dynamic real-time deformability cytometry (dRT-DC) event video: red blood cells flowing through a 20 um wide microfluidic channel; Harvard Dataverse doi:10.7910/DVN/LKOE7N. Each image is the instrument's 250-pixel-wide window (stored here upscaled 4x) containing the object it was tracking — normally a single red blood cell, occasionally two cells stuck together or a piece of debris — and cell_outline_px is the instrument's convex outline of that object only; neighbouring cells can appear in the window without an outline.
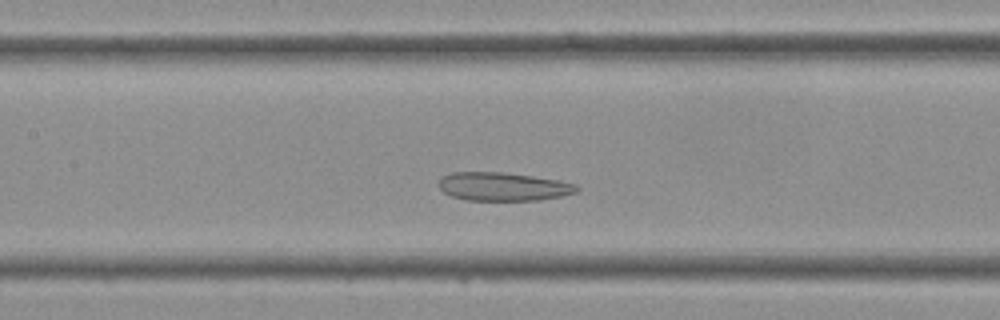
{"species": "Egyptian fruit bat (a non-hibernating species)", "species_latin": "Rousettus aegyptiacus", "temperature_condition": "cold", "stored_images_in_passage": 19, "camera_frame_rate_fps": 3000, "um_per_image_px": 0.085, "frame": {"image": 1, "passage_image": 14, "time_ms": 4.333, "image_size_px": [1000, 320], "cell_outline_px": [[580, 188], [576, 192], [560, 196], [540, 200], [468, 200], [452, 196], [444, 192], [440, 188], [440, 176], [452, 172], [504, 172], [532, 176], [556, 180], [576, 184]], "centroid_in_image_um": [42.75, 15.85], "position_along_channel_um": 164.6, "area_um2": 22.72}}
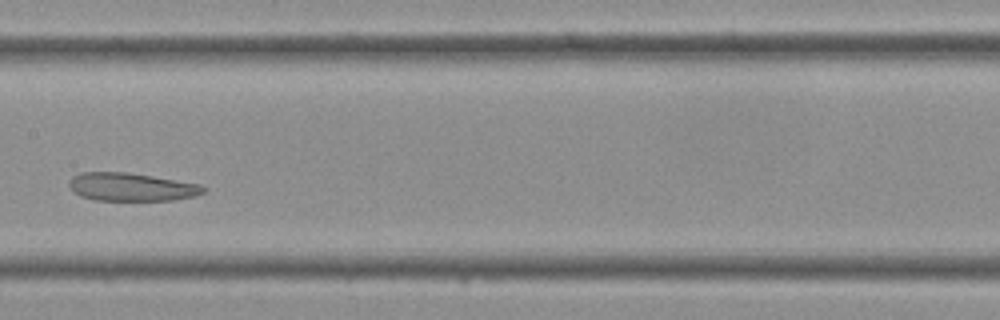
{"frame": {"image": 2, "passage_image": 16, "time_ms": 5.0, "image_size_px": [1000, 320], "cell_outline_px": [[208, 188], [204, 192], [196, 196], [176, 200], [92, 200], [80, 196], [72, 192], [68, 184], [68, 180], [72, 176], [80, 172], [128, 172], [200, 184]], "centroid_in_image_um": [11.14, 15.89], "position_along_channel_um": 196.3, "area_um2": 22.31}}
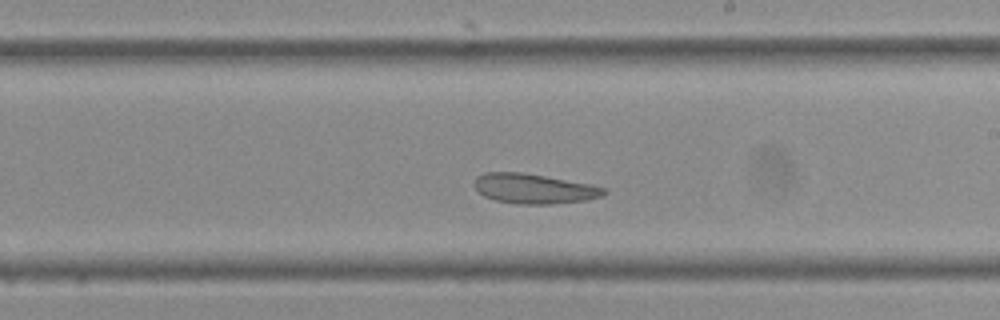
{"frame": {"image": 3, "passage_image": 19, "time_ms": 6.0, "image_size_px": [1000, 320], "cell_outline_px": [[608, 192], [600, 196], [584, 200], [552, 204], [520, 204], [496, 200], [484, 196], [472, 184], [476, 176], [484, 172], [520, 172], [592, 184], [608, 188]], "centroid_in_image_um": [45.38, 16.03], "position_along_channel_um": 243.6, "area_um2": 22.54}}